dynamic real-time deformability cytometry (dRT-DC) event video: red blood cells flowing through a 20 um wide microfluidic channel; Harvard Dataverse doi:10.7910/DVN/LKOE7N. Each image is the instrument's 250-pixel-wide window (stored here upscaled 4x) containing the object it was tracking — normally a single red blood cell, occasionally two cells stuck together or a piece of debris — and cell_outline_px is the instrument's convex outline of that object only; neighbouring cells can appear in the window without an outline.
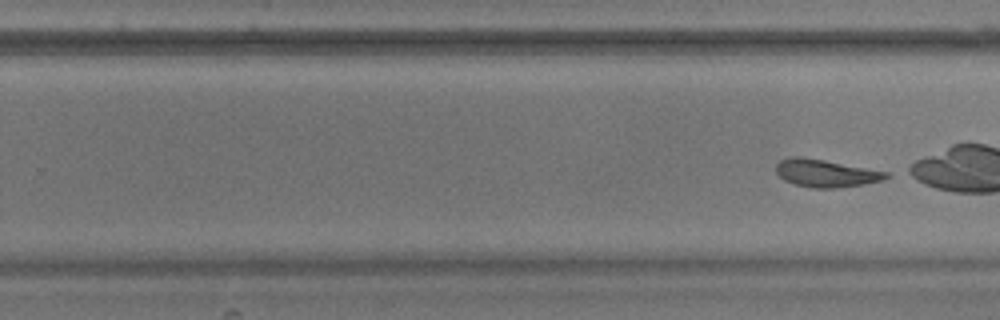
{"species": "common noctule bat (a hibernating species)", "species_latin": "Nyctalus noctula", "temperature_condition": "warm", "stored_images_in_passage": 20, "camera_frame_rate_fps": 3000, "um_per_image_px": 0.085, "animal": {"sex": "male", "body_mass_g": 17.9}, "frame": {"image": 1, "passage_image": 20, "time_ms": 6.333, "image_size_px": [1000, 320], "cell_outline_px": [[892, 176], [884, 180], [864, 184], [836, 188], [812, 188], [796, 184], [784, 180], [776, 172], [776, 164], [780, 160], [792, 156], [800, 156], [824, 160], [888, 172]], "centroid_in_image_um": [70.2, 14.72], "position_along_channel_um": 259.6, "area_um2": 17.69}}